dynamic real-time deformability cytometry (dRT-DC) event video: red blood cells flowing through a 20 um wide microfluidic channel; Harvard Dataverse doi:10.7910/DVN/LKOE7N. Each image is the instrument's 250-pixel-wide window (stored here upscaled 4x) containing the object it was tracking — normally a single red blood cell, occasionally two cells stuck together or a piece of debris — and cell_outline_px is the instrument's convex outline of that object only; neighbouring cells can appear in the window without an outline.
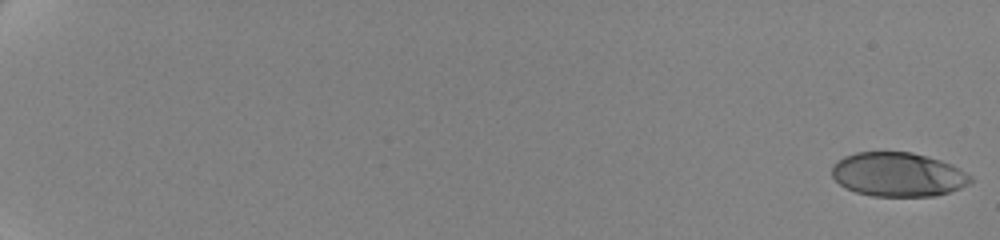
{"species": "human", "species_latin": "Homo sapiens", "temperature_condition": "cold", "stored_images_in_passage": 50, "camera_frame_rate_fps": 3000, "um_per_image_px": 0.085, "donor": {"sex": "female"}, "frame": {"image": 1, "passage_image": 1, "time_ms": 0.0, "image_size_px": [1000, 240], "cell_outline_px": [[972, 180], [968, 184], [960, 188], [936, 196], [872, 196], [856, 192], [840, 184], [832, 176], [832, 164], [844, 156], [856, 152], [912, 152], [928, 156], [952, 164], [972, 176]], "centroid_in_image_um": [76.33, 14.83], "position_along_channel_um": 8.7, "area_um2": 35.66}}
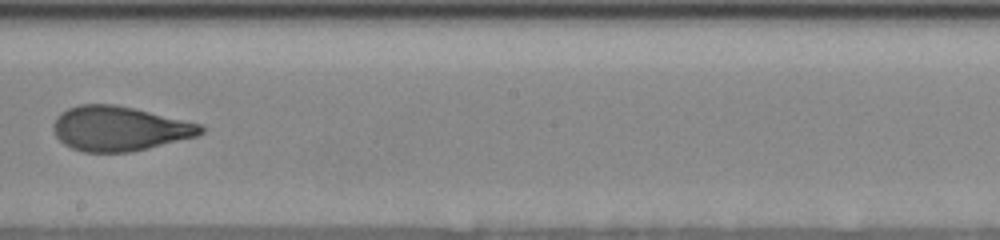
{"frame": {"image": 2, "passage_image": 30, "time_ms": 13.0, "image_size_px": [1000, 240], "cell_outline_px": [[208, 128], [204, 132], [196, 136], [148, 148], [128, 152], [84, 152], [72, 148], [64, 144], [56, 136], [52, 128], [52, 124], [56, 116], [60, 112], [68, 108], [80, 104], [116, 104], [200, 124]], "centroid_in_image_um": [10.11, 10.92], "position_along_channel_um": 238.1, "area_um2": 38.26}}
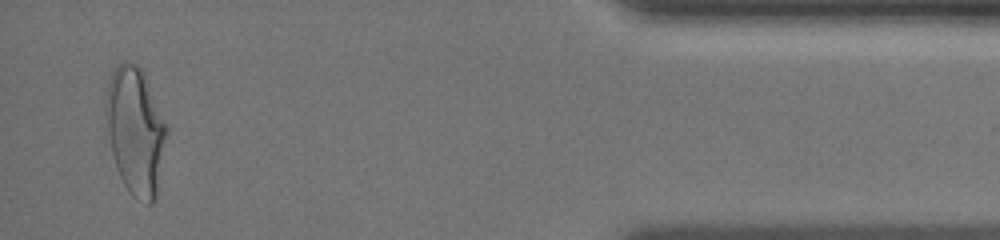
{"frame": {"image": 3, "passage_image": 49, "time_ms": 19.667, "image_size_px": [1000, 240], "cell_outline_px": [[168, 132], [156, 200], [152, 204], [148, 204], [132, 196], [124, 184], [116, 168], [108, 136], [104, 112], [104, 96], [112, 72], [116, 64], [124, 60], [136, 64], [144, 72], [168, 124]], "centroid_in_image_um": [11.52, 11.09], "position_along_channel_um": 423.7, "area_um2": 46.07}, "authors_computed_cell_mechanics": {"area_um2": 38.3503, "velocity_mm_per_s": 3.5142, "shape_relaxation_time_tau1_ms": 3.8791, "shape_relaxation_time_tau2_ms": 1.0843, "deformation_change_tau1": 0.1741, "deformation_change_tau2": 0.0767}}